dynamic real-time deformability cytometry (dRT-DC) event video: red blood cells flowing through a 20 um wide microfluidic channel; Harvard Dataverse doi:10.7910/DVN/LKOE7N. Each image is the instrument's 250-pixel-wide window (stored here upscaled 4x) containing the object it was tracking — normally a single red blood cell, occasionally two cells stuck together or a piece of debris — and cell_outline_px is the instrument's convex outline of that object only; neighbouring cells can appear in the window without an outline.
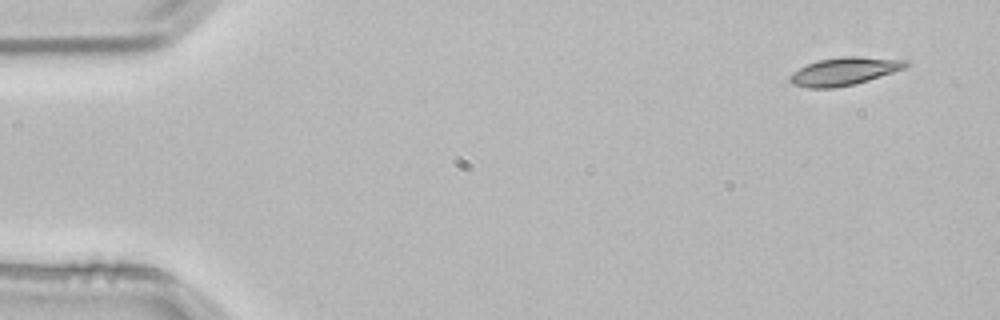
{"species": "common noctule bat (a hibernating species)", "species_latin": "Nyctalus noctula", "temperature_condition": "room temperature", "stored_images_in_passage": 3, "camera_frame_rate_fps": 3000, "um_per_image_px": 0.085, "animal": {"sex": "male", "body_mass_g": 21.5, "forearm_length_mm": 52.0}, "frame": {"image": 1, "passage_image": 1, "time_ms": 0.0, "image_size_px": [1000, 320], "cell_outline_px": [[908, 64], [904, 68], [856, 84], [836, 88], [808, 88], [792, 84], [788, 80], [788, 76], [792, 72], [808, 64], [820, 60], [840, 56], [856, 56], [908, 60]], "centroid_in_image_um": [71.71, 6.07], "position_along_channel_um": 13.3, "area_um2": 18.79}}
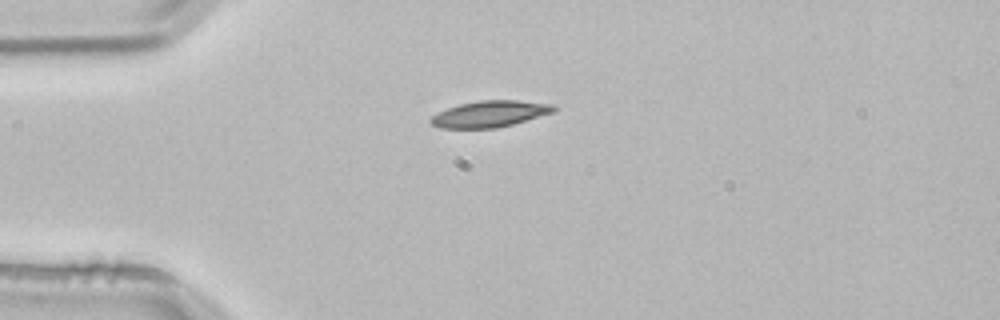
{"frame": {"image": 2, "passage_image": 3, "time_ms": 0.667, "image_size_px": [1000, 320], "cell_outline_px": [[560, 108], [556, 112], [512, 124], [496, 128], [440, 128], [432, 124], [428, 120], [432, 116], [448, 108], [460, 104], [480, 100], [520, 100], [556, 104]], "centroid_in_image_um": [41.73, 9.67], "position_along_channel_um": 43.3, "area_um2": 19.07}}